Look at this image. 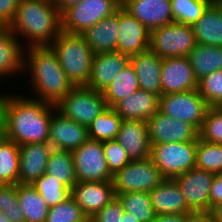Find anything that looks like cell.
<instances>
[{
  "label": "cell",
  "instance_id": "f546056e",
  "mask_svg": "<svg viewBox=\"0 0 222 222\" xmlns=\"http://www.w3.org/2000/svg\"><path fill=\"white\" fill-rule=\"evenodd\" d=\"M140 89L139 81L134 67L129 62L127 66L111 82L103 92L108 107H113L120 100Z\"/></svg>",
  "mask_w": 222,
  "mask_h": 222
},
{
  "label": "cell",
  "instance_id": "603a6c76",
  "mask_svg": "<svg viewBox=\"0 0 222 222\" xmlns=\"http://www.w3.org/2000/svg\"><path fill=\"white\" fill-rule=\"evenodd\" d=\"M159 95L139 89L112 108L123 120L145 121L159 111Z\"/></svg>",
  "mask_w": 222,
  "mask_h": 222
},
{
  "label": "cell",
  "instance_id": "8d00e7d4",
  "mask_svg": "<svg viewBox=\"0 0 222 222\" xmlns=\"http://www.w3.org/2000/svg\"><path fill=\"white\" fill-rule=\"evenodd\" d=\"M196 167L214 174L222 173V144H214L198 139Z\"/></svg>",
  "mask_w": 222,
  "mask_h": 222
},
{
  "label": "cell",
  "instance_id": "5b68a950",
  "mask_svg": "<svg viewBox=\"0 0 222 222\" xmlns=\"http://www.w3.org/2000/svg\"><path fill=\"white\" fill-rule=\"evenodd\" d=\"M197 141L151 144L150 158L165 179L196 167Z\"/></svg>",
  "mask_w": 222,
  "mask_h": 222
},
{
  "label": "cell",
  "instance_id": "e0dca14e",
  "mask_svg": "<svg viewBox=\"0 0 222 222\" xmlns=\"http://www.w3.org/2000/svg\"><path fill=\"white\" fill-rule=\"evenodd\" d=\"M70 195L80 206L84 215L90 218L116 196L112 181H77L72 187Z\"/></svg>",
  "mask_w": 222,
  "mask_h": 222
},
{
  "label": "cell",
  "instance_id": "7bdbcfd3",
  "mask_svg": "<svg viewBox=\"0 0 222 222\" xmlns=\"http://www.w3.org/2000/svg\"><path fill=\"white\" fill-rule=\"evenodd\" d=\"M124 213L121 202L115 196L105 207L93 217V222H121Z\"/></svg>",
  "mask_w": 222,
  "mask_h": 222
},
{
  "label": "cell",
  "instance_id": "484cf974",
  "mask_svg": "<svg viewBox=\"0 0 222 222\" xmlns=\"http://www.w3.org/2000/svg\"><path fill=\"white\" fill-rule=\"evenodd\" d=\"M192 28L198 44L222 47V3L213 0Z\"/></svg>",
  "mask_w": 222,
  "mask_h": 222
},
{
  "label": "cell",
  "instance_id": "7dc6e473",
  "mask_svg": "<svg viewBox=\"0 0 222 222\" xmlns=\"http://www.w3.org/2000/svg\"><path fill=\"white\" fill-rule=\"evenodd\" d=\"M185 222H214L209 212H192L185 215Z\"/></svg>",
  "mask_w": 222,
  "mask_h": 222
},
{
  "label": "cell",
  "instance_id": "8992f818",
  "mask_svg": "<svg viewBox=\"0 0 222 222\" xmlns=\"http://www.w3.org/2000/svg\"><path fill=\"white\" fill-rule=\"evenodd\" d=\"M121 6L117 0H81L61 13V29L66 33L81 35L115 14Z\"/></svg>",
  "mask_w": 222,
  "mask_h": 222
},
{
  "label": "cell",
  "instance_id": "7402d4cb",
  "mask_svg": "<svg viewBox=\"0 0 222 222\" xmlns=\"http://www.w3.org/2000/svg\"><path fill=\"white\" fill-rule=\"evenodd\" d=\"M149 194L156 215H187L192 213L181 188L174 179H165L160 185L150 191Z\"/></svg>",
  "mask_w": 222,
  "mask_h": 222
},
{
  "label": "cell",
  "instance_id": "ab89813d",
  "mask_svg": "<svg viewBox=\"0 0 222 222\" xmlns=\"http://www.w3.org/2000/svg\"><path fill=\"white\" fill-rule=\"evenodd\" d=\"M197 90L209 107H222V70L215 71L198 81Z\"/></svg>",
  "mask_w": 222,
  "mask_h": 222
},
{
  "label": "cell",
  "instance_id": "cb8c5ba5",
  "mask_svg": "<svg viewBox=\"0 0 222 222\" xmlns=\"http://www.w3.org/2000/svg\"><path fill=\"white\" fill-rule=\"evenodd\" d=\"M130 63L134 67L140 89L161 96L162 59L148 49L130 56Z\"/></svg>",
  "mask_w": 222,
  "mask_h": 222
},
{
  "label": "cell",
  "instance_id": "74e56055",
  "mask_svg": "<svg viewBox=\"0 0 222 222\" xmlns=\"http://www.w3.org/2000/svg\"><path fill=\"white\" fill-rule=\"evenodd\" d=\"M86 216L70 195L64 201L50 207L45 222H81Z\"/></svg>",
  "mask_w": 222,
  "mask_h": 222
},
{
  "label": "cell",
  "instance_id": "ee69618b",
  "mask_svg": "<svg viewBox=\"0 0 222 222\" xmlns=\"http://www.w3.org/2000/svg\"><path fill=\"white\" fill-rule=\"evenodd\" d=\"M20 0H0V21L8 27L15 19Z\"/></svg>",
  "mask_w": 222,
  "mask_h": 222
},
{
  "label": "cell",
  "instance_id": "ac0fdd59",
  "mask_svg": "<svg viewBox=\"0 0 222 222\" xmlns=\"http://www.w3.org/2000/svg\"><path fill=\"white\" fill-rule=\"evenodd\" d=\"M129 62L130 56L119 52L95 54L90 77L85 86L104 92Z\"/></svg>",
  "mask_w": 222,
  "mask_h": 222
},
{
  "label": "cell",
  "instance_id": "7a4b0ae2",
  "mask_svg": "<svg viewBox=\"0 0 222 222\" xmlns=\"http://www.w3.org/2000/svg\"><path fill=\"white\" fill-rule=\"evenodd\" d=\"M29 73L30 90L35 99L56 106L75 87L67 78L50 46L25 48L24 71ZM31 73V74H30Z\"/></svg>",
  "mask_w": 222,
  "mask_h": 222
},
{
  "label": "cell",
  "instance_id": "9c48e42d",
  "mask_svg": "<svg viewBox=\"0 0 222 222\" xmlns=\"http://www.w3.org/2000/svg\"><path fill=\"white\" fill-rule=\"evenodd\" d=\"M165 178L151 158L131 160L125 167L113 175L114 193L150 192Z\"/></svg>",
  "mask_w": 222,
  "mask_h": 222
},
{
  "label": "cell",
  "instance_id": "1f68e13d",
  "mask_svg": "<svg viewBox=\"0 0 222 222\" xmlns=\"http://www.w3.org/2000/svg\"><path fill=\"white\" fill-rule=\"evenodd\" d=\"M123 210L129 212L140 222H153L156 212L152 207L149 192H126L116 194Z\"/></svg>",
  "mask_w": 222,
  "mask_h": 222
},
{
  "label": "cell",
  "instance_id": "c3c4849f",
  "mask_svg": "<svg viewBox=\"0 0 222 222\" xmlns=\"http://www.w3.org/2000/svg\"><path fill=\"white\" fill-rule=\"evenodd\" d=\"M153 222H185L184 214H161L156 215Z\"/></svg>",
  "mask_w": 222,
  "mask_h": 222
},
{
  "label": "cell",
  "instance_id": "2e32d148",
  "mask_svg": "<svg viewBox=\"0 0 222 222\" xmlns=\"http://www.w3.org/2000/svg\"><path fill=\"white\" fill-rule=\"evenodd\" d=\"M88 139V127L64 117L57 110L52 114L48 142L53 149L72 152Z\"/></svg>",
  "mask_w": 222,
  "mask_h": 222
},
{
  "label": "cell",
  "instance_id": "277c9868",
  "mask_svg": "<svg viewBox=\"0 0 222 222\" xmlns=\"http://www.w3.org/2000/svg\"><path fill=\"white\" fill-rule=\"evenodd\" d=\"M74 86L88 83L94 53L80 34L61 32L50 45Z\"/></svg>",
  "mask_w": 222,
  "mask_h": 222
},
{
  "label": "cell",
  "instance_id": "8fae6325",
  "mask_svg": "<svg viewBox=\"0 0 222 222\" xmlns=\"http://www.w3.org/2000/svg\"><path fill=\"white\" fill-rule=\"evenodd\" d=\"M75 173L79 182L112 181L107 160L103 151V142L88 139L72 151Z\"/></svg>",
  "mask_w": 222,
  "mask_h": 222
},
{
  "label": "cell",
  "instance_id": "11a10c76",
  "mask_svg": "<svg viewBox=\"0 0 222 222\" xmlns=\"http://www.w3.org/2000/svg\"><path fill=\"white\" fill-rule=\"evenodd\" d=\"M6 26L0 21V31L4 29Z\"/></svg>",
  "mask_w": 222,
  "mask_h": 222
},
{
  "label": "cell",
  "instance_id": "d6a6232c",
  "mask_svg": "<svg viewBox=\"0 0 222 222\" xmlns=\"http://www.w3.org/2000/svg\"><path fill=\"white\" fill-rule=\"evenodd\" d=\"M122 121L114 109L108 107L89 125V139L100 142L116 140Z\"/></svg>",
  "mask_w": 222,
  "mask_h": 222
},
{
  "label": "cell",
  "instance_id": "44dd1931",
  "mask_svg": "<svg viewBox=\"0 0 222 222\" xmlns=\"http://www.w3.org/2000/svg\"><path fill=\"white\" fill-rule=\"evenodd\" d=\"M116 140L126 149L131 160H143L150 157L151 143L147 122L123 120Z\"/></svg>",
  "mask_w": 222,
  "mask_h": 222
},
{
  "label": "cell",
  "instance_id": "4316f807",
  "mask_svg": "<svg viewBox=\"0 0 222 222\" xmlns=\"http://www.w3.org/2000/svg\"><path fill=\"white\" fill-rule=\"evenodd\" d=\"M5 27L0 31V80L11 74L23 73L25 45Z\"/></svg>",
  "mask_w": 222,
  "mask_h": 222
},
{
  "label": "cell",
  "instance_id": "d4e9b609",
  "mask_svg": "<svg viewBox=\"0 0 222 222\" xmlns=\"http://www.w3.org/2000/svg\"><path fill=\"white\" fill-rule=\"evenodd\" d=\"M119 27V9L81 34L94 54L116 52Z\"/></svg>",
  "mask_w": 222,
  "mask_h": 222
},
{
  "label": "cell",
  "instance_id": "9a60e30c",
  "mask_svg": "<svg viewBox=\"0 0 222 222\" xmlns=\"http://www.w3.org/2000/svg\"><path fill=\"white\" fill-rule=\"evenodd\" d=\"M119 27L116 52L132 56L148 50L151 31L122 6L119 8Z\"/></svg>",
  "mask_w": 222,
  "mask_h": 222
},
{
  "label": "cell",
  "instance_id": "e575fe53",
  "mask_svg": "<svg viewBox=\"0 0 222 222\" xmlns=\"http://www.w3.org/2000/svg\"><path fill=\"white\" fill-rule=\"evenodd\" d=\"M174 22L193 26L213 0H170Z\"/></svg>",
  "mask_w": 222,
  "mask_h": 222
},
{
  "label": "cell",
  "instance_id": "ba28073f",
  "mask_svg": "<svg viewBox=\"0 0 222 222\" xmlns=\"http://www.w3.org/2000/svg\"><path fill=\"white\" fill-rule=\"evenodd\" d=\"M108 108L103 92H98L86 86H75L64 97L56 109L64 117L89 127V125Z\"/></svg>",
  "mask_w": 222,
  "mask_h": 222
},
{
  "label": "cell",
  "instance_id": "3957f363",
  "mask_svg": "<svg viewBox=\"0 0 222 222\" xmlns=\"http://www.w3.org/2000/svg\"><path fill=\"white\" fill-rule=\"evenodd\" d=\"M8 28L30 46H50L62 32L61 13L54 0H20ZM27 40V41H26Z\"/></svg>",
  "mask_w": 222,
  "mask_h": 222
},
{
  "label": "cell",
  "instance_id": "f5cc1de1",
  "mask_svg": "<svg viewBox=\"0 0 222 222\" xmlns=\"http://www.w3.org/2000/svg\"><path fill=\"white\" fill-rule=\"evenodd\" d=\"M0 222H12V221L8 219L2 211H0Z\"/></svg>",
  "mask_w": 222,
  "mask_h": 222
},
{
  "label": "cell",
  "instance_id": "6da1fadb",
  "mask_svg": "<svg viewBox=\"0 0 222 222\" xmlns=\"http://www.w3.org/2000/svg\"><path fill=\"white\" fill-rule=\"evenodd\" d=\"M25 97L7 94L5 138L19 146L47 143L50 121L57 110L56 106Z\"/></svg>",
  "mask_w": 222,
  "mask_h": 222
},
{
  "label": "cell",
  "instance_id": "d590c367",
  "mask_svg": "<svg viewBox=\"0 0 222 222\" xmlns=\"http://www.w3.org/2000/svg\"><path fill=\"white\" fill-rule=\"evenodd\" d=\"M32 185L40 193L49 207L64 201L71 193L68 187L47 173L40 176Z\"/></svg>",
  "mask_w": 222,
  "mask_h": 222
},
{
  "label": "cell",
  "instance_id": "4dcf8cb0",
  "mask_svg": "<svg viewBox=\"0 0 222 222\" xmlns=\"http://www.w3.org/2000/svg\"><path fill=\"white\" fill-rule=\"evenodd\" d=\"M70 190L78 181L71 151L53 149L47 161L46 172Z\"/></svg>",
  "mask_w": 222,
  "mask_h": 222
},
{
  "label": "cell",
  "instance_id": "f6af8a7d",
  "mask_svg": "<svg viewBox=\"0 0 222 222\" xmlns=\"http://www.w3.org/2000/svg\"><path fill=\"white\" fill-rule=\"evenodd\" d=\"M222 202V173L215 174L209 194V211L211 207Z\"/></svg>",
  "mask_w": 222,
  "mask_h": 222
},
{
  "label": "cell",
  "instance_id": "d6986e66",
  "mask_svg": "<svg viewBox=\"0 0 222 222\" xmlns=\"http://www.w3.org/2000/svg\"><path fill=\"white\" fill-rule=\"evenodd\" d=\"M122 7L150 31L174 22L170 0H126Z\"/></svg>",
  "mask_w": 222,
  "mask_h": 222
},
{
  "label": "cell",
  "instance_id": "836d02e7",
  "mask_svg": "<svg viewBox=\"0 0 222 222\" xmlns=\"http://www.w3.org/2000/svg\"><path fill=\"white\" fill-rule=\"evenodd\" d=\"M19 145L0 139V185L18 184Z\"/></svg>",
  "mask_w": 222,
  "mask_h": 222
},
{
  "label": "cell",
  "instance_id": "30bf717a",
  "mask_svg": "<svg viewBox=\"0 0 222 222\" xmlns=\"http://www.w3.org/2000/svg\"><path fill=\"white\" fill-rule=\"evenodd\" d=\"M209 105L198 90L163 94L159 98V112L201 129Z\"/></svg>",
  "mask_w": 222,
  "mask_h": 222
},
{
  "label": "cell",
  "instance_id": "60d3db41",
  "mask_svg": "<svg viewBox=\"0 0 222 222\" xmlns=\"http://www.w3.org/2000/svg\"><path fill=\"white\" fill-rule=\"evenodd\" d=\"M0 211L12 222H26L17 197V184L0 185Z\"/></svg>",
  "mask_w": 222,
  "mask_h": 222
},
{
  "label": "cell",
  "instance_id": "b9f144b4",
  "mask_svg": "<svg viewBox=\"0 0 222 222\" xmlns=\"http://www.w3.org/2000/svg\"><path fill=\"white\" fill-rule=\"evenodd\" d=\"M103 151L109 171L112 175L121 170L131 161L126 149L122 147L117 140L104 141Z\"/></svg>",
  "mask_w": 222,
  "mask_h": 222
},
{
  "label": "cell",
  "instance_id": "7c38bea8",
  "mask_svg": "<svg viewBox=\"0 0 222 222\" xmlns=\"http://www.w3.org/2000/svg\"><path fill=\"white\" fill-rule=\"evenodd\" d=\"M215 174L194 167L174 178L192 212H209V194Z\"/></svg>",
  "mask_w": 222,
  "mask_h": 222
},
{
  "label": "cell",
  "instance_id": "681fc988",
  "mask_svg": "<svg viewBox=\"0 0 222 222\" xmlns=\"http://www.w3.org/2000/svg\"><path fill=\"white\" fill-rule=\"evenodd\" d=\"M81 0H54V4L58 8V11L62 13L68 7L78 4Z\"/></svg>",
  "mask_w": 222,
  "mask_h": 222
},
{
  "label": "cell",
  "instance_id": "bcb514c9",
  "mask_svg": "<svg viewBox=\"0 0 222 222\" xmlns=\"http://www.w3.org/2000/svg\"><path fill=\"white\" fill-rule=\"evenodd\" d=\"M7 93H0V139L5 138Z\"/></svg>",
  "mask_w": 222,
  "mask_h": 222
},
{
  "label": "cell",
  "instance_id": "5bb4252c",
  "mask_svg": "<svg viewBox=\"0 0 222 222\" xmlns=\"http://www.w3.org/2000/svg\"><path fill=\"white\" fill-rule=\"evenodd\" d=\"M160 77L162 95L198 88V80L187 57L162 59Z\"/></svg>",
  "mask_w": 222,
  "mask_h": 222
},
{
  "label": "cell",
  "instance_id": "4fadbf2b",
  "mask_svg": "<svg viewBox=\"0 0 222 222\" xmlns=\"http://www.w3.org/2000/svg\"><path fill=\"white\" fill-rule=\"evenodd\" d=\"M151 144L198 141L199 130L190 123L157 111L147 120Z\"/></svg>",
  "mask_w": 222,
  "mask_h": 222
},
{
  "label": "cell",
  "instance_id": "9f6ffc18",
  "mask_svg": "<svg viewBox=\"0 0 222 222\" xmlns=\"http://www.w3.org/2000/svg\"><path fill=\"white\" fill-rule=\"evenodd\" d=\"M121 5L126 1V0H117Z\"/></svg>",
  "mask_w": 222,
  "mask_h": 222
},
{
  "label": "cell",
  "instance_id": "ffe728a7",
  "mask_svg": "<svg viewBox=\"0 0 222 222\" xmlns=\"http://www.w3.org/2000/svg\"><path fill=\"white\" fill-rule=\"evenodd\" d=\"M52 150L49 142L20 145L18 184H32L42 176Z\"/></svg>",
  "mask_w": 222,
  "mask_h": 222
},
{
  "label": "cell",
  "instance_id": "db71d44e",
  "mask_svg": "<svg viewBox=\"0 0 222 222\" xmlns=\"http://www.w3.org/2000/svg\"><path fill=\"white\" fill-rule=\"evenodd\" d=\"M81 222H93V219L90 217H86L84 220H82Z\"/></svg>",
  "mask_w": 222,
  "mask_h": 222
},
{
  "label": "cell",
  "instance_id": "f1b7e54d",
  "mask_svg": "<svg viewBox=\"0 0 222 222\" xmlns=\"http://www.w3.org/2000/svg\"><path fill=\"white\" fill-rule=\"evenodd\" d=\"M17 197L26 222H45L50 207L32 184H17Z\"/></svg>",
  "mask_w": 222,
  "mask_h": 222
},
{
  "label": "cell",
  "instance_id": "816d5d0a",
  "mask_svg": "<svg viewBox=\"0 0 222 222\" xmlns=\"http://www.w3.org/2000/svg\"><path fill=\"white\" fill-rule=\"evenodd\" d=\"M121 222H140V221H138L136 217L132 216L131 213L124 211L121 218Z\"/></svg>",
  "mask_w": 222,
  "mask_h": 222
},
{
  "label": "cell",
  "instance_id": "f907efd6",
  "mask_svg": "<svg viewBox=\"0 0 222 222\" xmlns=\"http://www.w3.org/2000/svg\"><path fill=\"white\" fill-rule=\"evenodd\" d=\"M209 213L214 222H222V202L211 207Z\"/></svg>",
  "mask_w": 222,
  "mask_h": 222
},
{
  "label": "cell",
  "instance_id": "f35d334b",
  "mask_svg": "<svg viewBox=\"0 0 222 222\" xmlns=\"http://www.w3.org/2000/svg\"><path fill=\"white\" fill-rule=\"evenodd\" d=\"M199 139L214 144H222V107L208 108L199 130Z\"/></svg>",
  "mask_w": 222,
  "mask_h": 222
},
{
  "label": "cell",
  "instance_id": "83f0119b",
  "mask_svg": "<svg viewBox=\"0 0 222 222\" xmlns=\"http://www.w3.org/2000/svg\"><path fill=\"white\" fill-rule=\"evenodd\" d=\"M198 81L222 70V47L198 44L187 56Z\"/></svg>",
  "mask_w": 222,
  "mask_h": 222
},
{
  "label": "cell",
  "instance_id": "52a82bcc",
  "mask_svg": "<svg viewBox=\"0 0 222 222\" xmlns=\"http://www.w3.org/2000/svg\"><path fill=\"white\" fill-rule=\"evenodd\" d=\"M196 45L192 26L173 22L151 31L148 49L165 59L187 57Z\"/></svg>",
  "mask_w": 222,
  "mask_h": 222
}]
</instances>
